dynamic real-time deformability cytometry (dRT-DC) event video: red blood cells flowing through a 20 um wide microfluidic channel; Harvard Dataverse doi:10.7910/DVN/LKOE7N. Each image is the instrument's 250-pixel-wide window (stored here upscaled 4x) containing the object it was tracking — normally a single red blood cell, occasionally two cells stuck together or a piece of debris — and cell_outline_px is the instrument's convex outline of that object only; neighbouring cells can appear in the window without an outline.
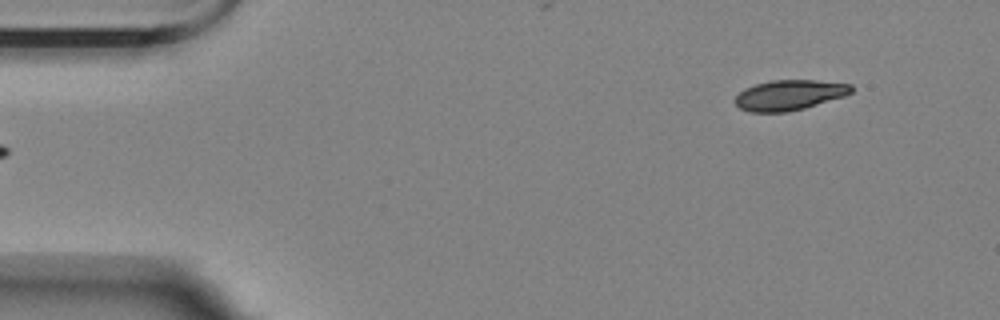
{"species": "Egyptian fruit bat (a non-hibernating species)", "species_latin": "Rousettus aegyptiacus", "temperature_condition": "room temperature", "stored_images_in_passage": 5, "camera_frame_rate_fps": 3000, "um_per_image_px": 0.085, "animal": {"sex": "female"}, "frame": {"image": 1, "passage_image": 5, "time_ms": 6.0, "image_size_px": [1000, 320], "cell_outline_px": [[852, 92], [844, 96], [804, 108], [788, 112], [752, 112], [740, 108], [732, 100], [744, 88], [756, 84], [772, 80], [816, 80], [852, 84]], "centroid_in_image_um": [67.08, 8.07], "position_along_channel_um": 17.9, "area_um2": 20.46}}